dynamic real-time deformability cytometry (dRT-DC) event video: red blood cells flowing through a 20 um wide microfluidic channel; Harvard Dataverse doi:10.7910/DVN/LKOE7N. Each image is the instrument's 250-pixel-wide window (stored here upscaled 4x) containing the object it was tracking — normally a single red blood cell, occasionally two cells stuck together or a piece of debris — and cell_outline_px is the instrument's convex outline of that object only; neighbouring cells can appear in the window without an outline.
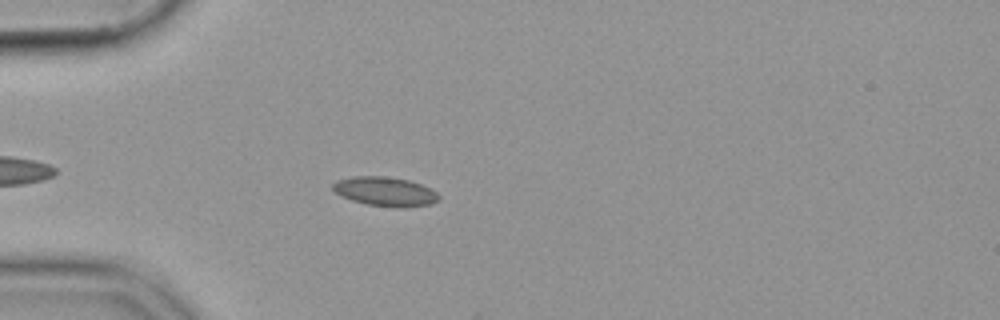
{"species": "common noctule bat (a hibernating species)", "species_latin": "Nyctalus noctula", "temperature_condition": "cold", "stored_images_in_passage": 10, "camera_frame_rate_fps": 3000, "um_per_image_px": 0.085, "animal": {"sex": "female", "body_mass_g": 19.9}, "frame": {"image": 1, "passage_image": 7, "time_ms": 2.0, "image_size_px": [1000, 320], "cell_outline_px": [[440, 200], [432, 204], [404, 208], [396, 208], [368, 204], [352, 200], [340, 196], [332, 188], [332, 184], [336, 180], [352, 176], [384, 176], [408, 180], [432, 188], [440, 196]], "centroid_in_image_um": [32.76, 16.28], "position_along_channel_um": 52.2, "area_um2": 18.26}}